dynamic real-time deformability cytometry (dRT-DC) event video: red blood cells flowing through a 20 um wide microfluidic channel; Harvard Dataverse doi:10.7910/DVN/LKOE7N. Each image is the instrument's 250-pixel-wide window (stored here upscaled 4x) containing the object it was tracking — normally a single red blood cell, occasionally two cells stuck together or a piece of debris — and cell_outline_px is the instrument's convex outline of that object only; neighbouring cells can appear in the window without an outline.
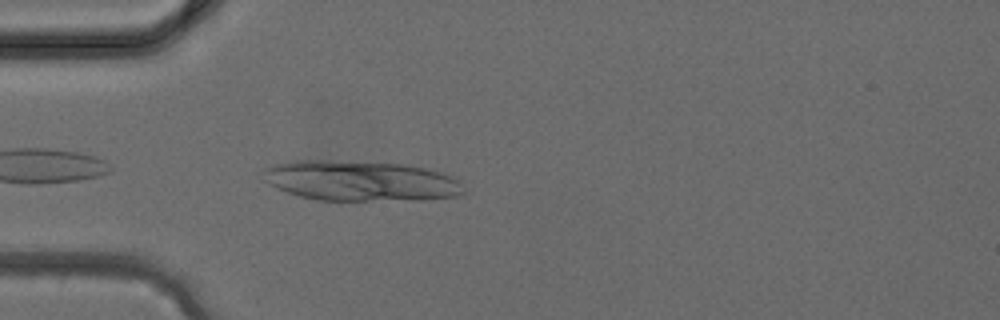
{"species": "common noctule bat (a hibernating species)", "species_latin": "Nyctalus noctula", "temperature_condition": "cold", "stored_images_in_passage": 12, "camera_frame_rate_fps": 3000, "um_per_image_px": 0.085, "animal": {"sex": "female", "body_mass_g": 24.6, "forearm_length_mm": 56.2}, "frame": {"image": 1, "passage_image": 9, "time_ms": 2.667, "image_size_px": [1000, 320], "cell_outline_px": [[464, 192], [460, 196], [368, 200], [316, 200], [300, 196], [288, 192], [268, 184], [264, 180], [264, 172], [272, 164], [292, 160], [328, 160], [400, 164], [424, 168], [440, 172], [452, 176], [460, 184]], "centroid_in_image_um": [30.55, 15.35], "position_along_channel_um": 54.4, "area_um2": 46.12}}